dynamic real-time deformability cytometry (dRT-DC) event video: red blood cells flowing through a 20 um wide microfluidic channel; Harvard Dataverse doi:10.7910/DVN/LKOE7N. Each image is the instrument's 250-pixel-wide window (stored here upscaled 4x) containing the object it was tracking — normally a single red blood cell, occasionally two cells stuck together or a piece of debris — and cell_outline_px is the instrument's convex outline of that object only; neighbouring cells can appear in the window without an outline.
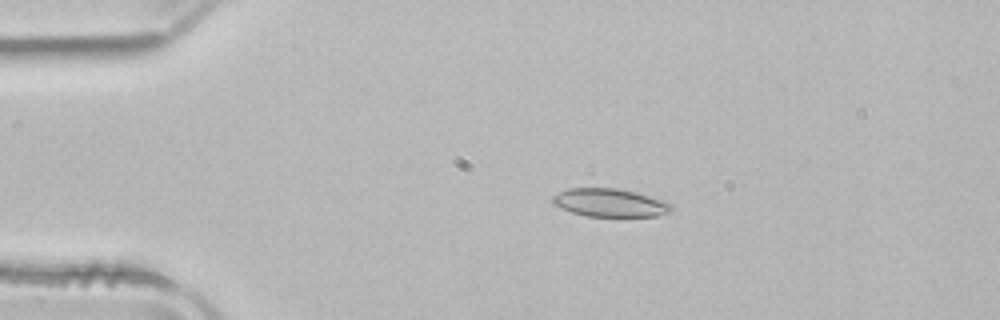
{"species": "common noctule bat (a hibernating species)", "species_latin": "Nyctalus noctula", "temperature_condition": "room temperature", "stored_images_in_passage": 52, "camera_frame_rate_fps": 3000, "um_per_image_px": 0.085, "animal": {"sex": "male", "body_mass_g": 21.5, "forearm_length_mm": 52.0}, "frame": {"image": 1, "passage_image": 11, "time_ms": 3.333, "image_size_px": [1000, 320], "cell_outline_px": [[672, 212], [656, 216], [584, 216], [572, 212], [552, 204], [552, 196], [568, 188], [616, 188], [636, 192], [672, 204]], "centroid_in_image_um": [51.82, 17.23], "position_along_channel_um": 33.2, "area_um2": 19.36}}
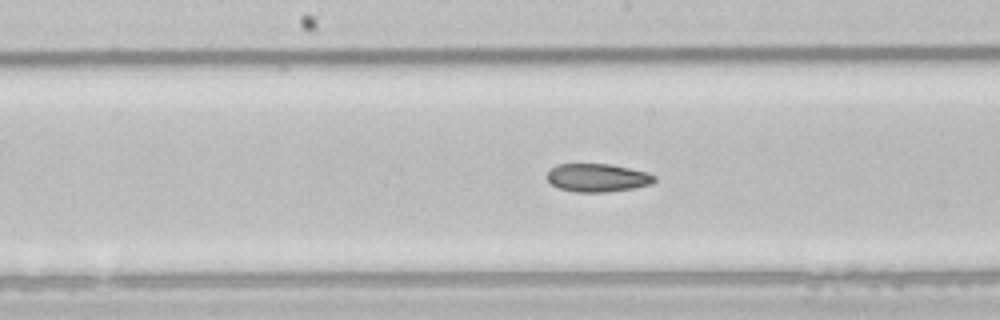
{"frame": {"image": 2, "passage_image": 27, "time_ms": 8.667, "image_size_px": [1000, 320], "cell_outline_px": [[656, 180], [652, 184], [636, 188], [608, 192], [576, 192], [560, 188], [552, 184], [548, 180], [548, 172], [556, 164], [608, 164], [648, 172], [656, 176]], "centroid_in_image_um": [50.83, 15.11], "position_along_channel_um": 197.4, "area_um2": 17.63}}
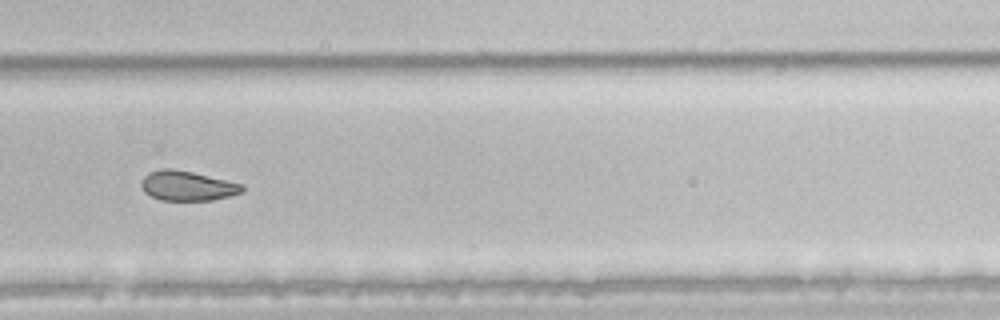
{"frame": {"image": 3, "passage_image": 36, "time_ms": 11.667, "image_size_px": [1000, 320], "cell_outline_px": [[244, 192], [232, 196], [212, 200], [160, 200], [144, 192], [140, 184], [144, 176], [148, 172], [164, 168], [172, 168], [192, 172], [244, 184]], "centroid_in_image_um": [15.95, 15.79], "position_along_channel_um": 313.9, "area_um2": 17.63}, "authors_computed_cell_mechanics": {"area_um2": 19.3919, "velocity_mm_per_s": 3.8989, "shape_relaxation_time_tau1_ms": 3.8019, "shape_relaxation_time_tau2_ms": 2.6174, "deformation_change_tau1": 0.1102, "deformation_change_tau2": 0.0783}}